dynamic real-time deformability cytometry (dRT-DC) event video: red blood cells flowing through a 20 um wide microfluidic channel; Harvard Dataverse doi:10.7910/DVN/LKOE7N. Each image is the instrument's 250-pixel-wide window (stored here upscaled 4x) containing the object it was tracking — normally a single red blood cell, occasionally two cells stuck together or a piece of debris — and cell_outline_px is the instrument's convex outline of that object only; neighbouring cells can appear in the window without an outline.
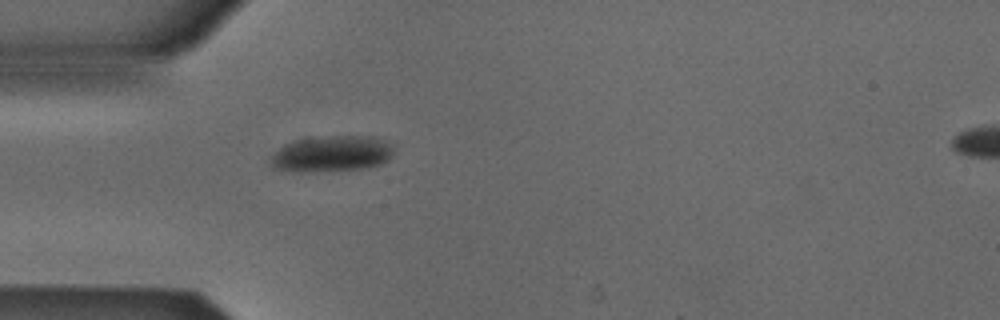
{"species": "Egyptian fruit bat (a non-hibernating species)", "species_latin": "Rousettus aegyptiacus", "temperature_condition": "cold", "stored_images_in_passage": 2, "segment_of_instrument_passage": [1, 2], "camera_frame_rate_fps": 3000, "um_per_image_px": 0.085, "animal": {"sex": "male"}, "frame": {"image": 1, "passage_image": 1, "time_ms": 0.0, "image_size_px": [1000, 320], "cell_outline_px": [[392, 156], [388, 160], [380, 164], [364, 168], [316, 172], [296, 172], [272, 168], [268, 156], [272, 152], [284, 144], [296, 140], [332, 136], [372, 136], [388, 144], [392, 148]], "centroid_in_image_um": [28.1, 13.09], "position_along_channel_um": 56.9, "area_um2": 25.89}}